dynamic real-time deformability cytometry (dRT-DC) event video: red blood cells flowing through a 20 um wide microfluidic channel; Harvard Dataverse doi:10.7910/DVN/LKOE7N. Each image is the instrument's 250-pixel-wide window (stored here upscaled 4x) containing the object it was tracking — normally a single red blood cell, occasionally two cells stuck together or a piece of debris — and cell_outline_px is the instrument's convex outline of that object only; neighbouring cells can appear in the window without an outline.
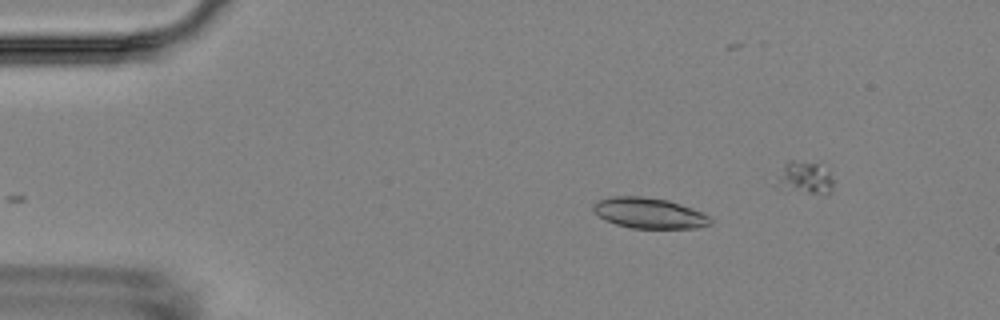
{"species": "Egyptian fruit bat (a non-hibernating species)", "species_latin": "Rousettus aegyptiacus", "temperature_condition": "room temperature", "stored_images_in_passage": 4, "camera_frame_rate_fps": 3000, "um_per_image_px": 0.085, "animal": {"sex": "female"}, "frame": {"image": 1, "passage_image": 4, "time_ms": 3.333, "image_size_px": [1000, 320], "cell_outline_px": [[712, 224], [696, 228], [632, 228], [616, 224], [604, 220], [592, 208], [592, 204], [596, 200], [612, 196], [640, 196], [668, 200], [692, 208], [708, 216], [712, 220]], "centroid_in_image_um": [55.15, 18.11], "position_along_channel_um": 29.8, "area_um2": 20.87}}